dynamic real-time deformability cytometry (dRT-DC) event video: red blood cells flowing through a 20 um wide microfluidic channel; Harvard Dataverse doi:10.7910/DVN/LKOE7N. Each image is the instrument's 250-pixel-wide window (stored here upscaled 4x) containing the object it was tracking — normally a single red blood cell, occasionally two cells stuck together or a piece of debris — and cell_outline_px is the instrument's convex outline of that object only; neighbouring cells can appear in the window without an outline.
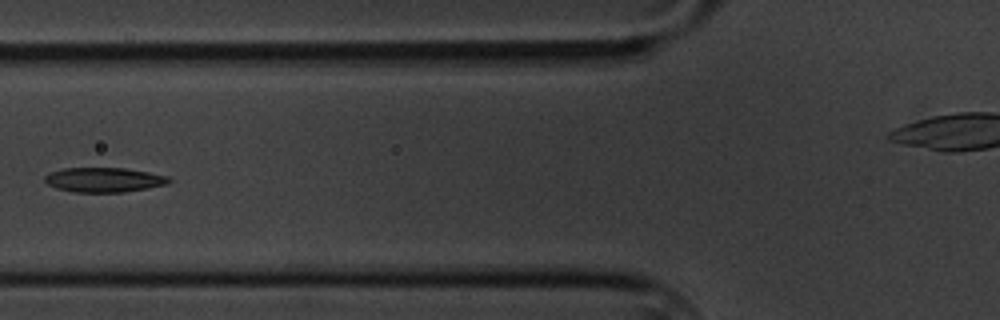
{"species": "common noctule bat (a hibernating species)", "species_latin": "Nyctalus noctula", "temperature_condition": "cold", "stored_images_in_passage": 7, "camera_frame_rate_fps": 3000, "um_per_image_px": 0.085, "animal": {"sex": "male", "body_mass_g": 20.1, "forearm_length_mm": 53.5}, "frame": {"image": 1, "passage_image": 6, "time_ms": 6.0, "image_size_px": [1000, 320], "cell_outline_px": [[172, 180], [168, 184], [148, 188], [124, 192], [72, 192], [56, 188], [48, 184], [44, 180], [44, 176], [48, 172], [64, 168], [124, 168], [148, 172], [168, 176]], "centroid_in_image_um": [8.82, 15.28], "position_along_channel_um": 117.0, "area_um2": 17.92}}